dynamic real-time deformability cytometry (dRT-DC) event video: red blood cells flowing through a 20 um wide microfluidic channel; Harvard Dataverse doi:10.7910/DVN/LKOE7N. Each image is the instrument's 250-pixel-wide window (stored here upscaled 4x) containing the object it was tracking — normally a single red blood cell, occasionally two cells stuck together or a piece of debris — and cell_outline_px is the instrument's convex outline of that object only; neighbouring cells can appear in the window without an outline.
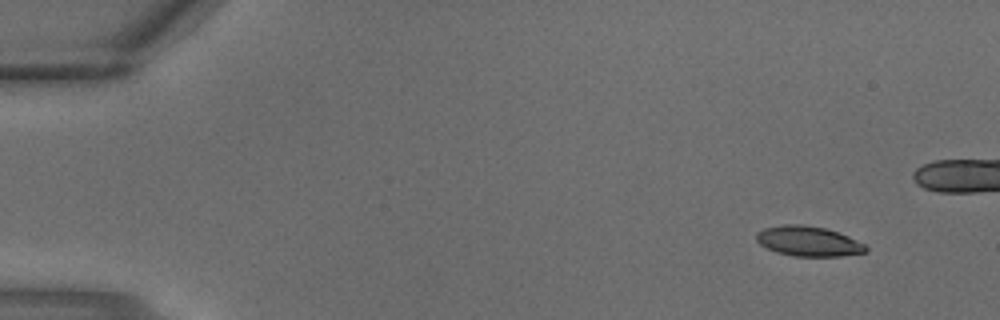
{"species": "common noctule bat (a hibernating species)", "species_latin": "Nyctalus noctula", "temperature_condition": "warm", "stored_images_in_passage": 4, "camera_frame_rate_fps": 3000, "um_per_image_px": 0.085, "animal": {"sex": "male", "body_mass_g": 18.8}, "frame": {"image": 1, "passage_image": 1, "time_ms": 0.0, "image_size_px": [1000, 320], "cell_outline_px": [[868, 252], [840, 256], [796, 256], [776, 252], [760, 244], [756, 240], [756, 232], [764, 228], [784, 224], [804, 224], [824, 228], [848, 236], [864, 244], [868, 248]], "centroid_in_image_um": [68.7, 20.5], "position_along_channel_um": 16.3, "area_um2": 19.07}}